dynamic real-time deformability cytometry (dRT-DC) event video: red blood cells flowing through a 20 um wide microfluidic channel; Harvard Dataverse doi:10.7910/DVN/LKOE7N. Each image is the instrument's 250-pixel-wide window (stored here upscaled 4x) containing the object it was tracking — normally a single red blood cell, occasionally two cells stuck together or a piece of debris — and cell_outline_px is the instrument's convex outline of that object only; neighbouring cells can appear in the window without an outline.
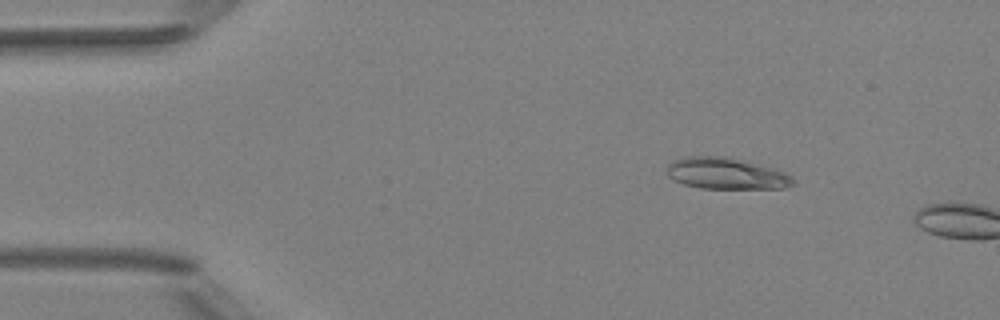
{"species": "Egyptian fruit bat (a non-hibernating species)", "species_latin": "Rousettus aegyptiacus", "temperature_condition": "room temperature", "stored_images_in_passage": 3, "camera_frame_rate_fps": 3000, "um_per_image_px": 0.085, "animal": {"sex": "female"}, "frame": {"image": 1, "passage_image": 2, "time_ms": 1.0, "image_size_px": [1000, 320], "cell_outline_px": [[796, 180], [792, 184], [784, 188], [700, 188], [684, 184], [672, 180], [668, 176], [668, 164], [672, 160], [684, 156], [724, 156], [772, 168], [784, 172], [792, 176]], "centroid_in_image_um": [61.68, 14.75], "position_along_channel_um": 23.3, "area_um2": 22.95}}